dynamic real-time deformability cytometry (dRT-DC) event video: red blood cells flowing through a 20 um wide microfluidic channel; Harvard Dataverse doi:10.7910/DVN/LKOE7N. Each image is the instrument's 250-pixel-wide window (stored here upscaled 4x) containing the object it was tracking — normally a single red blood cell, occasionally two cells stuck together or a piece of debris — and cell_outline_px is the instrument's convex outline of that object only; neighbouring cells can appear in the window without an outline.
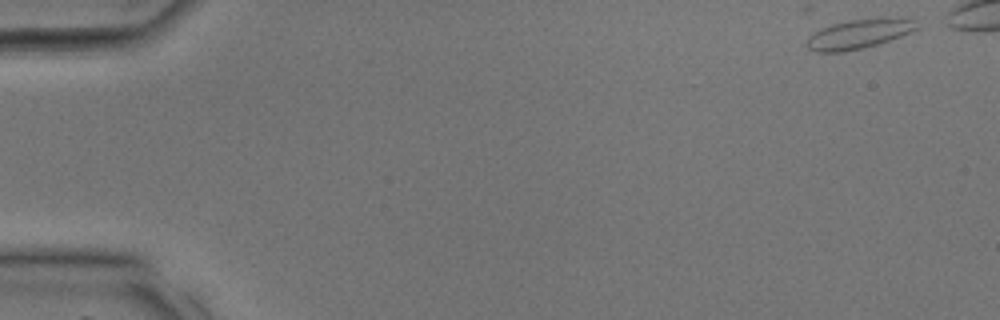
{"species": "common noctule bat (a hibernating species)", "species_latin": "Nyctalus noctula", "temperature_condition": "room temperature", "stored_images_in_passage": 32, "camera_frame_rate_fps": 3000, "um_per_image_px": 0.085, "animal": {"sex": "male", "body_mass_g": 17.9, "forearm_length_mm": 54.2}, "frame": {"image": 1, "passage_image": 1, "time_ms": 0.0, "image_size_px": [1000, 320], "cell_outline_px": [[920, 28], [900, 36], [864, 48], [844, 52], [816, 52], [808, 48], [804, 44], [808, 36], [820, 28], [832, 24], [848, 20], [912, 20]], "centroid_in_image_um": [72.85, 2.94], "position_along_channel_um": 12.2, "area_um2": 18.15}}
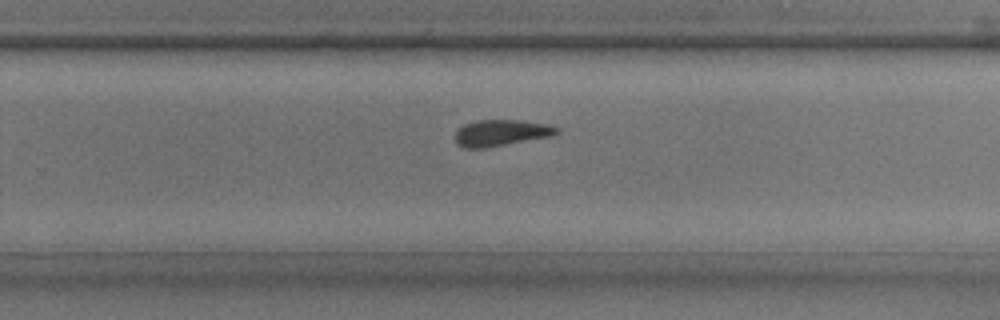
{"frame": {"image": 2, "passage_image": 23, "time_ms": 7.333, "image_size_px": [1000, 320], "cell_outline_px": [[560, 132], [552, 136], [484, 148], [464, 148], [456, 144], [456, 132], [464, 124], [476, 120], [520, 120], [548, 124], [560, 128]], "centroid_in_image_um": [42.62, 11.29], "position_along_channel_um": 287.2, "area_um2": 15.61}}
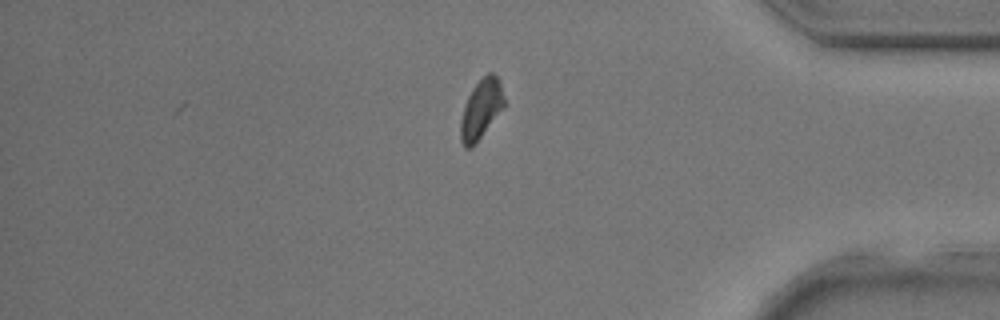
{"frame": {"image": 3, "passage_image": 30, "time_ms": 9.667, "image_size_px": [1000, 320], "cell_outline_px": [[508, 104], [476, 144], [472, 148], [464, 148], [460, 140], [460, 120], [464, 104], [472, 88], [488, 72], [492, 72], [500, 80]], "centroid_in_image_um": [40.93, 9.3], "position_along_channel_um": 394.3, "area_um2": 15.78}}